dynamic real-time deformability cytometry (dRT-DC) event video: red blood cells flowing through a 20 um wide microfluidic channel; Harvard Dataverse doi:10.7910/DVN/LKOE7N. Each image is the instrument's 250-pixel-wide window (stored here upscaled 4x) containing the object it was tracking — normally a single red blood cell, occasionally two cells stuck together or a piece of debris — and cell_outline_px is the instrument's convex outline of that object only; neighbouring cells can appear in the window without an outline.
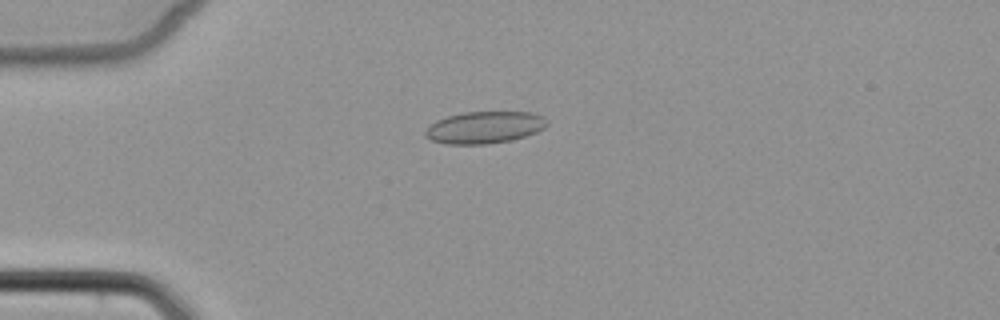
{"species": "common noctule bat (a hibernating species)", "species_latin": "Nyctalus noctula", "temperature_condition": "cold", "stored_images_in_passage": 4, "camera_frame_rate_fps": 3000, "um_per_image_px": 0.085, "animal": {"sex": "female", "body_mass_g": 22.7, "forearm_length_mm": 54.2}, "frame": {"image": 1, "passage_image": 2, "time_ms": 1.333, "image_size_px": [1000, 320], "cell_outline_px": [[548, 124], [544, 128], [536, 132], [512, 140], [488, 144], [444, 144], [432, 140], [424, 136], [424, 128], [436, 120], [448, 116], [464, 112], [532, 112], [544, 116], [548, 120]], "centroid_in_image_um": [41.17, 10.83], "position_along_channel_um": 43.8, "area_um2": 22.95}}
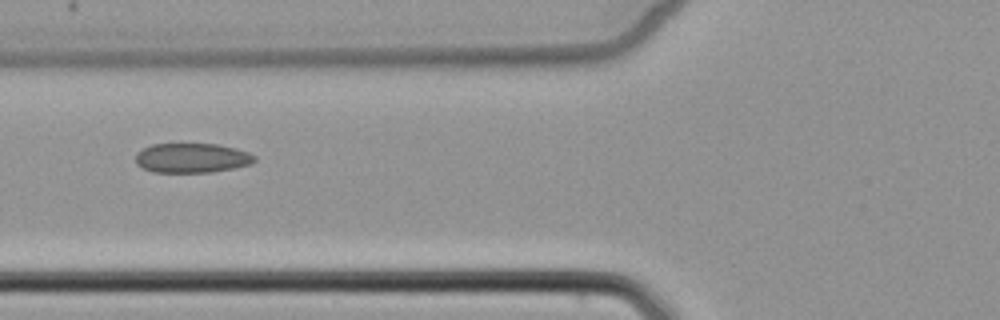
{"frame": {"image": 2, "passage_image": 4, "time_ms": 3.667, "image_size_px": [1000, 320], "cell_outline_px": [[256, 160], [252, 164], [212, 172], [152, 172], [136, 164], [136, 152], [152, 144], [216, 144], [236, 148], [248, 152], [256, 156]], "centroid_in_image_um": [16.32, 13.43], "position_along_channel_um": 109.5, "area_um2": 20.52}}